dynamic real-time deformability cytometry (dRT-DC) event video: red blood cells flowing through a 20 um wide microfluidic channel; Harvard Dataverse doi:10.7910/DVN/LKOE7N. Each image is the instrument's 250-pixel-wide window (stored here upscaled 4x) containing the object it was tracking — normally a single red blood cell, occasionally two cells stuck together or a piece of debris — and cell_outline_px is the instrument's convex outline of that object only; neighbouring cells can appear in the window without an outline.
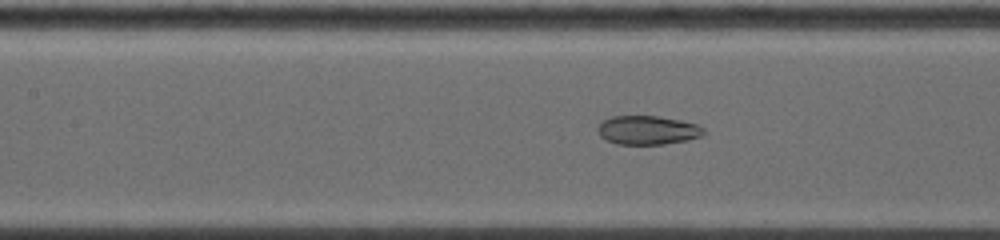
{"species": "common noctule bat (a hibernating species)", "species_latin": "Nyctalus noctula", "temperature_condition": "warm", "stored_images_in_passage": 16, "camera_frame_rate_fps": 5000, "um_per_image_px": 0.085, "animal": {"sex": "female", "body_mass_g": 19.0, "forearm_length_mm": 53.3}, "frame": {"image": 1, "passage_image": 10, "time_ms": 2.0, "image_size_px": [1000, 240], "cell_outline_px": [[704, 136], [688, 140], [664, 144], [616, 144], [600, 136], [596, 128], [604, 120], [612, 116], [656, 116], [680, 120], [696, 124], [704, 128]], "centroid_in_image_um": [55.06, 11.07], "position_along_channel_um": 152.3, "area_um2": 17.8}}
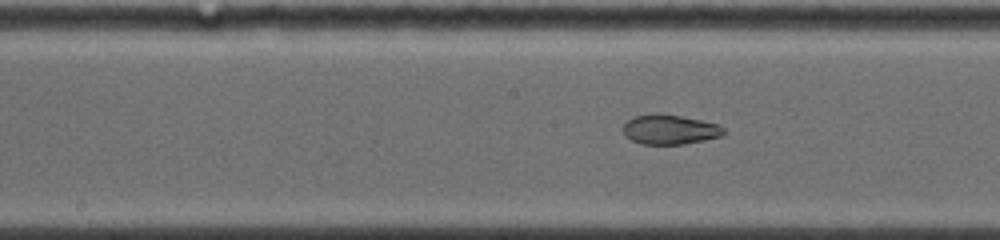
{"frame": {"image": 2, "passage_image": 14, "time_ms": 3.0, "image_size_px": [1000, 240], "cell_outline_px": [[728, 132], [720, 136], [704, 140], [684, 144], [640, 144], [632, 140], [624, 132], [624, 124], [632, 116], [680, 116], [720, 124]], "centroid_in_image_um": [57.01, 11.04], "position_along_channel_um": 191.2, "area_um2": 16.82}}